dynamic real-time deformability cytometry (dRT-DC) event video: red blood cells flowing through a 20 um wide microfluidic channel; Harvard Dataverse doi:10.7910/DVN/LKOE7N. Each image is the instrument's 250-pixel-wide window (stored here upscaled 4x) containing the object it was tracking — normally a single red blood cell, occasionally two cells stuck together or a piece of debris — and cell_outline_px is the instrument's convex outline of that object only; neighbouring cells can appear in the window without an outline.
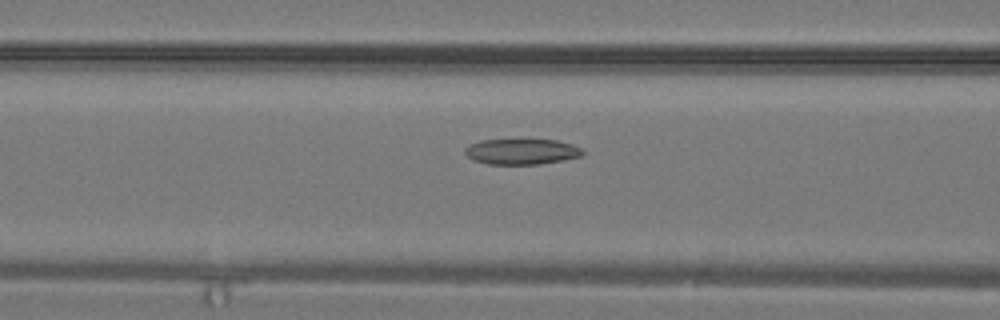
{"species": "common noctule bat (a hibernating species)", "species_latin": "Nyctalus noctula", "temperature_condition": "warm", "stored_images_in_passage": 25, "camera_frame_rate_fps": 3000, "um_per_image_px": 0.085, "animal": {"sex": "male", "body_mass_g": 19.2, "forearm_length_mm": 51.8}, "frame": {"image": 1, "passage_image": 7, "time_ms": 2.0, "image_size_px": [1000, 320], "cell_outline_px": [[584, 152], [580, 156], [564, 160], [540, 164], [488, 164], [472, 160], [464, 152], [464, 148], [468, 144], [480, 140], [556, 140], [572, 144], [580, 148]], "centroid_in_image_um": [44.3, 12.89], "position_along_channel_um": 122.3, "area_um2": 17.57}}
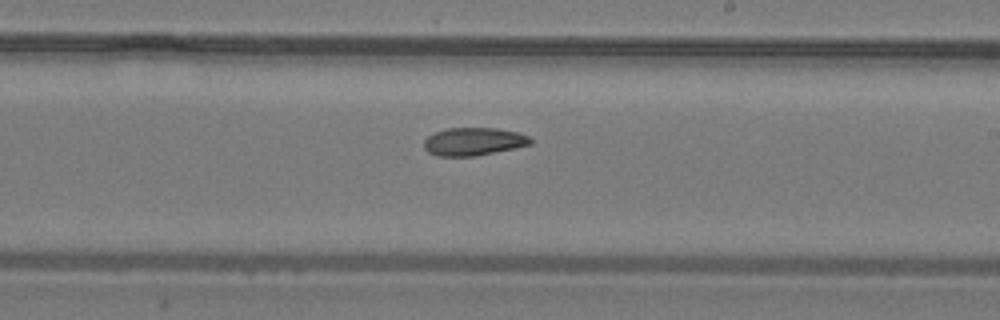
{"frame": {"image": 2, "passage_image": 13, "time_ms": 4.0, "image_size_px": [1000, 320], "cell_outline_px": [[532, 144], [476, 156], [436, 156], [428, 152], [424, 148], [424, 140], [428, 136], [436, 132], [448, 128], [496, 128], [516, 132], [528, 136], [532, 140]], "centroid_in_image_um": [40.23, 12.03], "position_along_channel_um": 248.8, "area_um2": 17.22}}
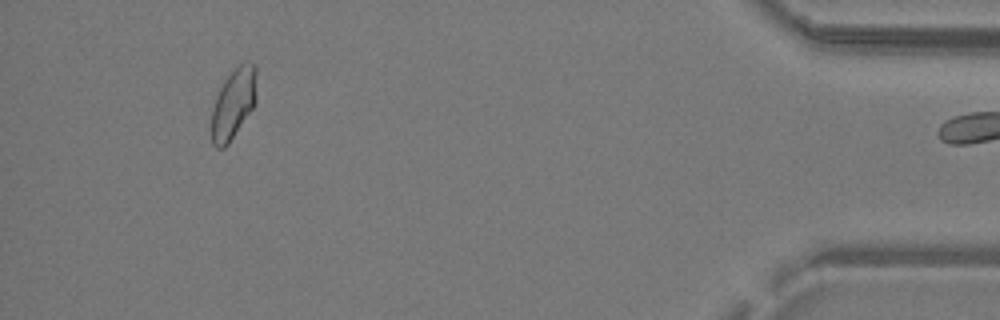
{"frame": {"image": 3, "passage_image": 24, "time_ms": 7.667, "image_size_px": [1000, 320], "cell_outline_px": [[256, 104], [228, 144], [224, 148], [216, 148], [212, 144], [212, 108], [216, 96], [224, 80], [232, 68], [240, 64], [256, 64]], "centroid_in_image_um": [19.84, 8.8], "position_along_channel_um": 415.4, "area_um2": 18.55}}